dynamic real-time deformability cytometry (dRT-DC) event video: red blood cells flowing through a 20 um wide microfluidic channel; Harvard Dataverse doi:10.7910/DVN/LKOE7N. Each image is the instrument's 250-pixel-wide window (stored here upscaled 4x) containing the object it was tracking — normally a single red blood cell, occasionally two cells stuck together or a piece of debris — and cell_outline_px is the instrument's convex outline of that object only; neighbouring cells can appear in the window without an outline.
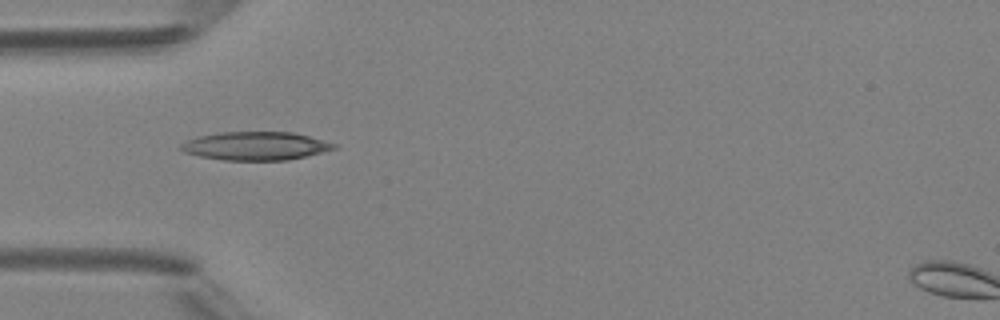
{"species": "Egyptian fruit bat (a non-hibernating species)", "species_latin": "Rousettus aegyptiacus", "temperature_condition": "room temperature", "stored_images_in_passage": 5, "camera_frame_rate_fps": 3000, "um_per_image_px": 0.085, "animal": {"sex": "female"}, "frame": {"image": 1, "passage_image": 4, "time_ms": 4.333, "image_size_px": [1000, 320], "cell_outline_px": [[336, 148], [288, 160], [224, 160], [200, 156], [184, 152], [180, 148], [180, 144], [196, 136], [220, 132], [292, 132], [308, 136], [336, 144]], "centroid_in_image_um": [21.67, 12.4], "position_along_channel_um": 63.3, "area_um2": 25.03}}
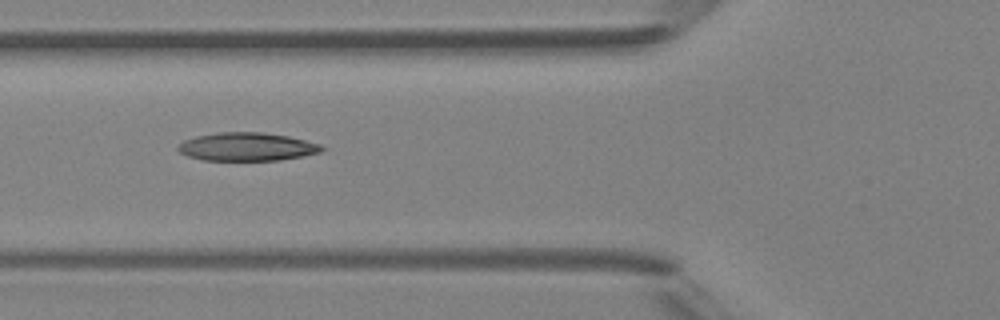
{"frame": {"image": 2, "passage_image": 5, "time_ms": 5.333, "image_size_px": [1000, 320], "cell_outline_px": [[324, 148], [320, 152], [280, 160], [204, 160], [188, 156], [180, 152], [176, 148], [184, 140], [196, 136], [220, 132], [264, 132], [288, 136], [320, 144]], "centroid_in_image_um": [20.97, 12.47], "position_along_channel_um": 104.8, "area_um2": 23.47}}